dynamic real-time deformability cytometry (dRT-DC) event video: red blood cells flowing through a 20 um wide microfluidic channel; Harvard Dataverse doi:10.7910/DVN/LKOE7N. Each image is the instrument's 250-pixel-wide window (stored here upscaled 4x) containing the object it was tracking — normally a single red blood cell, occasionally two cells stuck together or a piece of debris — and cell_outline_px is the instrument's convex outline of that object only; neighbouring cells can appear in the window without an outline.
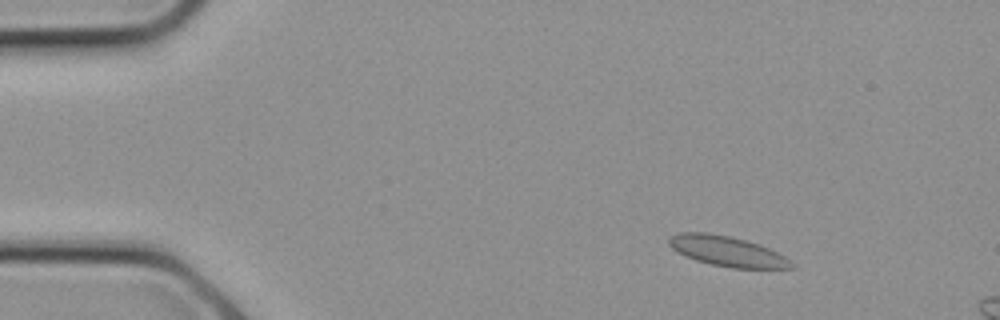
{"species": "common noctule bat (a hibernating species)", "species_latin": "Nyctalus noctula", "temperature_condition": "cold", "stored_images_in_passage": 5, "camera_frame_rate_fps": 3000, "um_per_image_px": 0.085, "animal": {"sex": "female", "body_mass_g": 21.9}, "frame": {"image": 1, "passage_image": 2, "time_ms": 0.333, "image_size_px": [1000, 320], "cell_outline_px": [[796, 268], [732, 268], [712, 264], [696, 260], [684, 256], [676, 252], [668, 244], [668, 240], [672, 236], [680, 232], [708, 232], [728, 236], [744, 240], [768, 248], [784, 256], [796, 264]], "centroid_in_image_um": [61.79, 21.36], "position_along_channel_um": 23.2, "area_um2": 21.39}}